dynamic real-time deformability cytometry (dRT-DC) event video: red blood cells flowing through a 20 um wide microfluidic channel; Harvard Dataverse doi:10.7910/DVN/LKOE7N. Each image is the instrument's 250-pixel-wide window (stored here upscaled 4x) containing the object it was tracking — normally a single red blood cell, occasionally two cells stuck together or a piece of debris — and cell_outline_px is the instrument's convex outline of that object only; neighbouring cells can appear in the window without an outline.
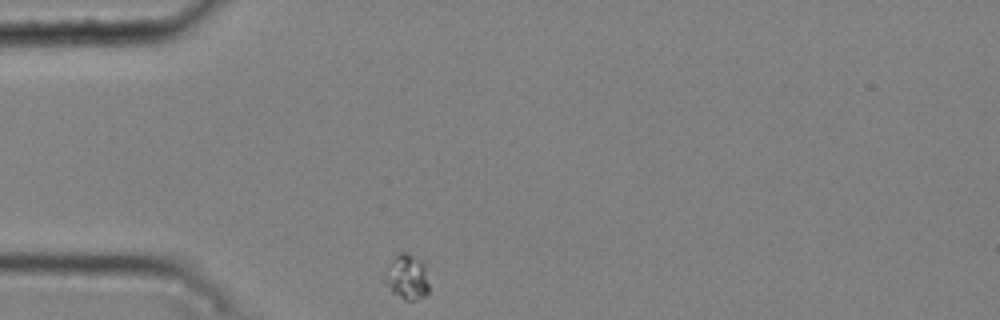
{"species": "common noctule bat (a hibernating species)", "species_latin": "Nyctalus noctula", "temperature_condition": "cold", "stored_images_in_passage": 42, "camera_frame_rate_fps": 3000, "um_per_image_px": 0.085, "animal": {"sex": "male", "body_mass_g": 20.4}, "frame": {"image": 1, "passage_image": 1, "time_ms": 0.0, "image_size_px": [1000, 320], "cell_outline_px": [[428, 292], [424, 296], [412, 300], [404, 300], [392, 292], [384, 284], [384, 272], [392, 260], [400, 252], [404, 252], [420, 260], [424, 264], [428, 284]], "centroid_in_image_um": [34.56, 23.57], "position_along_channel_um": 50.4, "area_um2": 11.44}}
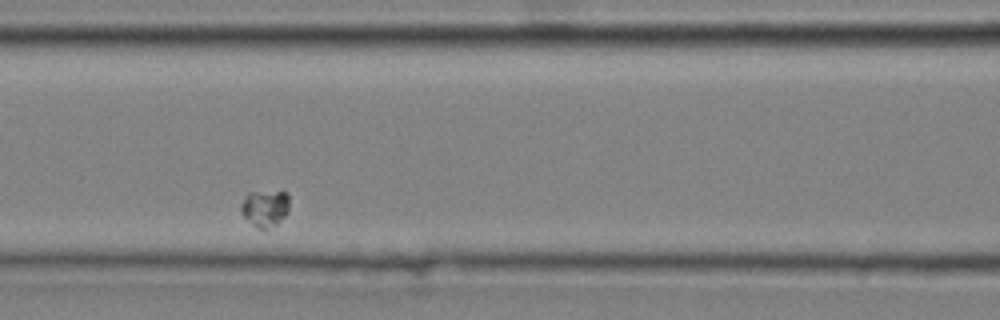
{"frame": {"image": 2, "passage_image": 11, "time_ms": 3.333, "image_size_px": [1000, 320], "cell_outline_px": [[288, 212], [276, 224], [264, 228], [260, 228], [252, 224], [240, 212], [240, 204], [248, 192], [288, 192]], "centroid_in_image_um": [22.5, 17.67], "position_along_channel_um": 144.1, "area_um2": 10.12}}
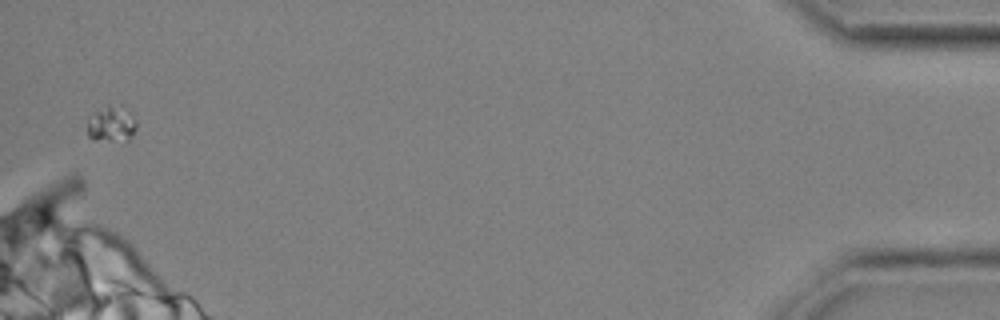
{"frame": {"image": 3, "passage_image": 42, "time_ms": 13.667, "image_size_px": [1000, 320], "cell_outline_px": [[136, 128], [132, 136], [128, 140], [92, 140], [88, 136], [88, 120], [104, 104], [120, 104], [136, 120]], "centroid_in_image_um": [9.48, 10.52], "position_along_channel_um": 425.7, "area_um2": 10.29}}